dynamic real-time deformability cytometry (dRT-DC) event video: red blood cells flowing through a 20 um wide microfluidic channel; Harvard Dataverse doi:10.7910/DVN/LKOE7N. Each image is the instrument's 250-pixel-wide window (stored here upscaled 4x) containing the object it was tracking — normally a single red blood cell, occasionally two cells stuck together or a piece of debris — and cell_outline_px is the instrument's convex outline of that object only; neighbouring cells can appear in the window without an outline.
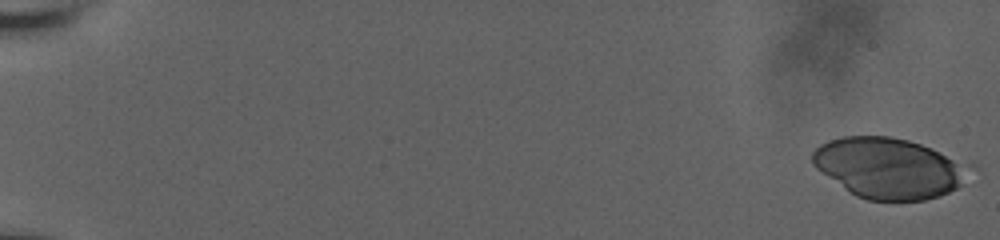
{"species": "human", "species_latin": "Homo sapiens", "temperature_condition": "room temperature", "stored_images_in_passage": 23, "camera_frame_rate_fps": 3000, "um_per_image_px": 0.085, "donor": {"sex": "male"}, "frame": {"image": 1, "passage_image": 1, "time_ms": 0.0, "image_size_px": [1000, 240], "cell_outline_px": [[980, 168], [956, 188], [940, 196], [924, 200], [868, 200], [856, 196], [816, 168], [812, 164], [812, 152], [820, 144], [828, 140], [844, 136], [892, 136], [908, 140], [920, 144], [976, 164]], "centroid_in_image_um": [75.68, 14.27], "position_along_channel_um": 9.3, "area_um2": 56.18}}
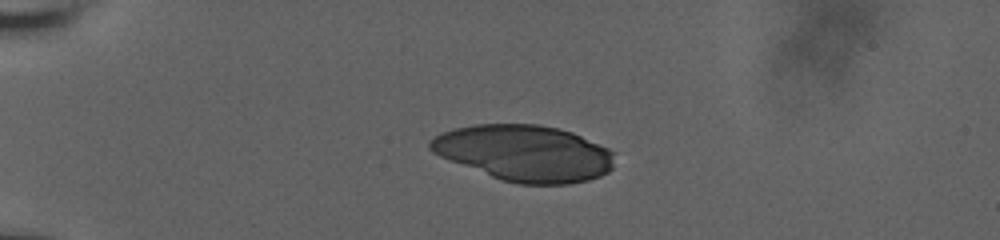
{"frame": {"image": 2, "passage_image": 14, "time_ms": 5.0, "image_size_px": [1000, 240], "cell_outline_px": [[616, 152], [612, 168], [608, 172], [600, 176], [588, 180], [568, 184], [520, 184], [504, 180], [492, 176], [440, 156], [432, 152], [428, 148], [428, 140], [444, 132], [456, 128], [476, 124], [540, 124], [560, 128], [572, 132], [608, 148]], "centroid_in_image_um": [44.62, 13.0], "position_along_channel_um": 40.4, "area_um2": 60.11}}